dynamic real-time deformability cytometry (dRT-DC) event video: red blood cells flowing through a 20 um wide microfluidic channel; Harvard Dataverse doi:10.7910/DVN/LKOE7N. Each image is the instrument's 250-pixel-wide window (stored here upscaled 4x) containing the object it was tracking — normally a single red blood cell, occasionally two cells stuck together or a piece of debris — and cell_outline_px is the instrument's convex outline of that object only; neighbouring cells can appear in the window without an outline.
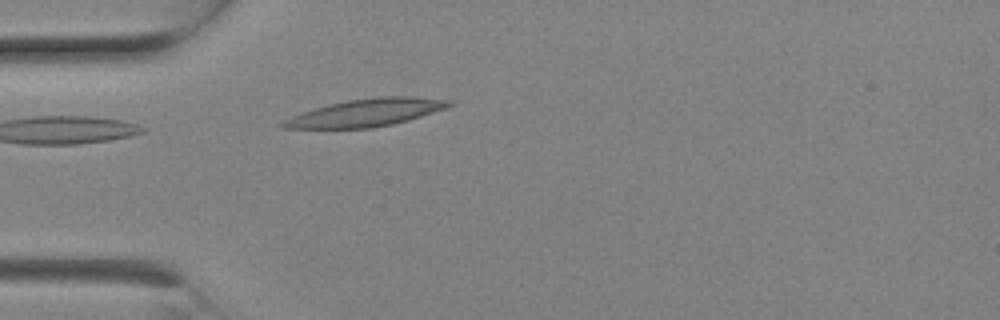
{"species": "Egyptian fruit bat (a non-hibernating species)", "species_latin": "Rousettus aegyptiacus", "temperature_condition": "room temperature", "stored_images_in_passage": 4, "camera_frame_rate_fps": 3000, "um_per_image_px": 0.085, "animal": {"sex": "female"}, "frame": {"image": 1, "passage_image": 4, "time_ms": 1.0, "image_size_px": [1000, 320], "cell_outline_px": [[456, 104], [408, 120], [392, 124], [372, 128], [280, 128], [276, 124], [292, 116], [328, 104], [348, 100], [376, 96], [412, 96], [452, 100]], "centroid_in_image_um": [31.11, 9.57], "position_along_channel_um": 53.9, "area_um2": 26.59}}